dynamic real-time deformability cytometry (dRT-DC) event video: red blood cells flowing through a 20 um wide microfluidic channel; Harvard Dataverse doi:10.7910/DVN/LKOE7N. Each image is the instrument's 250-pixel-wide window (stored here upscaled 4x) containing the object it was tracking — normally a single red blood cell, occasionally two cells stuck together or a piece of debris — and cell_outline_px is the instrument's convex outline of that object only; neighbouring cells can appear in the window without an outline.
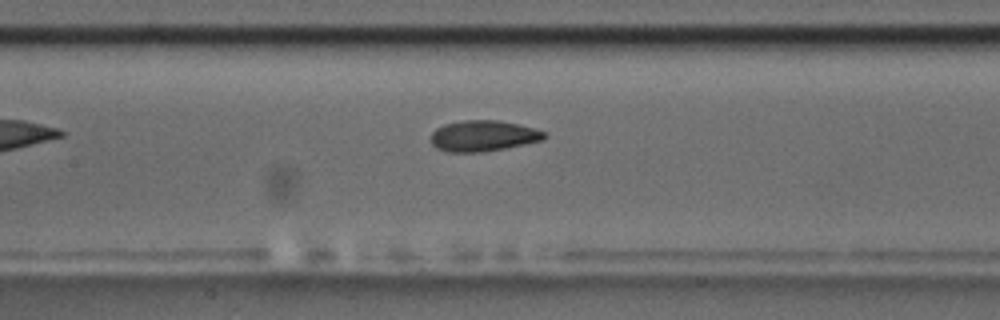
{"species": "common noctule bat (a hibernating species)", "species_latin": "Nyctalus noctula", "temperature_condition": "room temperature", "stored_images_in_passage": 39, "camera_frame_rate_fps": 3000, "um_per_image_px": 0.085, "animal": {"sex": "male", "body_mass_g": 17.5, "forearm_length_mm": 52.3}, "frame": {"image": 1, "passage_image": 11, "time_ms": 3.333, "image_size_px": [1000, 320], "cell_outline_px": [[548, 136], [544, 140], [484, 152], [448, 152], [436, 148], [432, 144], [432, 132], [436, 128], [444, 124], [464, 120], [496, 120], [536, 128], [544, 132]], "centroid_in_image_um": [41.08, 11.55], "position_along_channel_um": 166.3, "area_um2": 20.4}}
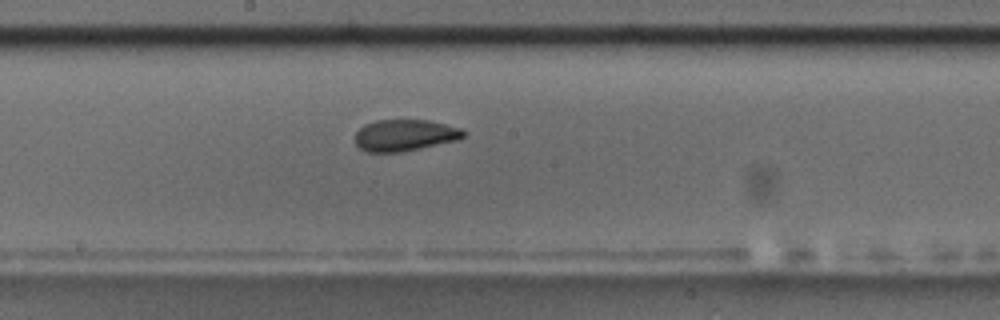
{"frame": {"image": 2, "passage_image": 15, "time_ms": 4.667, "image_size_px": [1000, 320], "cell_outline_px": [[464, 136], [460, 140], [400, 152], [368, 152], [360, 148], [356, 144], [356, 132], [364, 124], [376, 120], [428, 120], [460, 128], [464, 132]], "centroid_in_image_um": [34.4, 11.49], "position_along_channel_um": 213.8, "area_um2": 19.83}}
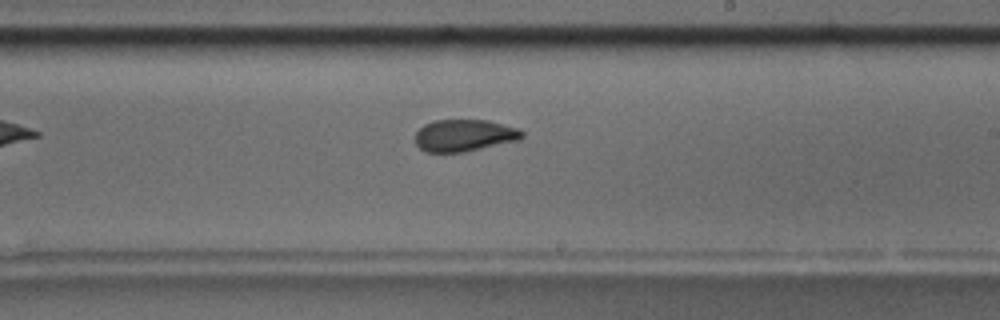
{"frame": {"image": 3, "passage_image": 18, "time_ms": 5.667, "image_size_px": [1000, 320], "cell_outline_px": [[524, 136], [520, 140], [464, 152], [424, 152], [416, 144], [416, 132], [424, 124], [432, 120], [488, 120], [520, 128], [524, 132]], "centroid_in_image_um": [39.49, 11.5], "position_along_channel_um": 249.5, "area_um2": 20.11}, "authors_computed_cell_mechanics": {"area_um2": 20.3456, "velocity_mm_per_s": 3.5885, "shape_relaxation_time_tau1_ms": 6.0039, "shape_relaxation_time_tau2_ms": 1.6703, "deformation_change_tau1": 0.1477, "deformation_change_tau2": 0.0654}}